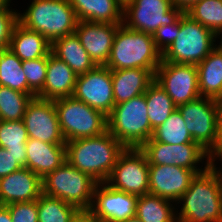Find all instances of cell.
<instances>
[{
    "instance_id": "8fae6325",
    "label": "cell",
    "mask_w": 222,
    "mask_h": 222,
    "mask_svg": "<svg viewBox=\"0 0 222 222\" xmlns=\"http://www.w3.org/2000/svg\"><path fill=\"white\" fill-rule=\"evenodd\" d=\"M183 13L172 7L171 0H133L123 8V24L153 35L161 25L173 24Z\"/></svg>"
},
{
    "instance_id": "7bdbcfd3",
    "label": "cell",
    "mask_w": 222,
    "mask_h": 222,
    "mask_svg": "<svg viewBox=\"0 0 222 222\" xmlns=\"http://www.w3.org/2000/svg\"><path fill=\"white\" fill-rule=\"evenodd\" d=\"M200 0H171L172 7L181 9L186 13L195 3Z\"/></svg>"
},
{
    "instance_id": "b9f144b4",
    "label": "cell",
    "mask_w": 222,
    "mask_h": 222,
    "mask_svg": "<svg viewBox=\"0 0 222 222\" xmlns=\"http://www.w3.org/2000/svg\"><path fill=\"white\" fill-rule=\"evenodd\" d=\"M71 222H100L89 210H80Z\"/></svg>"
},
{
    "instance_id": "83f0119b",
    "label": "cell",
    "mask_w": 222,
    "mask_h": 222,
    "mask_svg": "<svg viewBox=\"0 0 222 222\" xmlns=\"http://www.w3.org/2000/svg\"><path fill=\"white\" fill-rule=\"evenodd\" d=\"M145 98L152 130L162 125L177 108L170 96L155 80L148 86Z\"/></svg>"
},
{
    "instance_id": "7dc6e473",
    "label": "cell",
    "mask_w": 222,
    "mask_h": 222,
    "mask_svg": "<svg viewBox=\"0 0 222 222\" xmlns=\"http://www.w3.org/2000/svg\"><path fill=\"white\" fill-rule=\"evenodd\" d=\"M133 0H117V2L124 8L127 4L131 3Z\"/></svg>"
},
{
    "instance_id": "4fadbf2b",
    "label": "cell",
    "mask_w": 222,
    "mask_h": 222,
    "mask_svg": "<svg viewBox=\"0 0 222 222\" xmlns=\"http://www.w3.org/2000/svg\"><path fill=\"white\" fill-rule=\"evenodd\" d=\"M154 80L177 107L201 96L196 65L161 61L155 71Z\"/></svg>"
},
{
    "instance_id": "1f68e13d",
    "label": "cell",
    "mask_w": 222,
    "mask_h": 222,
    "mask_svg": "<svg viewBox=\"0 0 222 222\" xmlns=\"http://www.w3.org/2000/svg\"><path fill=\"white\" fill-rule=\"evenodd\" d=\"M35 97L0 85V120H23L27 105Z\"/></svg>"
},
{
    "instance_id": "d6986e66",
    "label": "cell",
    "mask_w": 222,
    "mask_h": 222,
    "mask_svg": "<svg viewBox=\"0 0 222 222\" xmlns=\"http://www.w3.org/2000/svg\"><path fill=\"white\" fill-rule=\"evenodd\" d=\"M42 194V179L23 167L0 179V205L38 200Z\"/></svg>"
},
{
    "instance_id": "d6a6232c",
    "label": "cell",
    "mask_w": 222,
    "mask_h": 222,
    "mask_svg": "<svg viewBox=\"0 0 222 222\" xmlns=\"http://www.w3.org/2000/svg\"><path fill=\"white\" fill-rule=\"evenodd\" d=\"M186 14L216 35L222 33V0H200Z\"/></svg>"
},
{
    "instance_id": "ffe728a7",
    "label": "cell",
    "mask_w": 222,
    "mask_h": 222,
    "mask_svg": "<svg viewBox=\"0 0 222 222\" xmlns=\"http://www.w3.org/2000/svg\"><path fill=\"white\" fill-rule=\"evenodd\" d=\"M26 154V168L41 179L66 162L65 144H51L29 138L26 142Z\"/></svg>"
},
{
    "instance_id": "4316f807",
    "label": "cell",
    "mask_w": 222,
    "mask_h": 222,
    "mask_svg": "<svg viewBox=\"0 0 222 222\" xmlns=\"http://www.w3.org/2000/svg\"><path fill=\"white\" fill-rule=\"evenodd\" d=\"M171 200L152 194L138 196L136 202V216L141 222H177V214Z\"/></svg>"
},
{
    "instance_id": "ac0fdd59",
    "label": "cell",
    "mask_w": 222,
    "mask_h": 222,
    "mask_svg": "<svg viewBox=\"0 0 222 222\" xmlns=\"http://www.w3.org/2000/svg\"><path fill=\"white\" fill-rule=\"evenodd\" d=\"M119 25L78 21L75 33L97 66L106 65Z\"/></svg>"
},
{
    "instance_id": "277c9868",
    "label": "cell",
    "mask_w": 222,
    "mask_h": 222,
    "mask_svg": "<svg viewBox=\"0 0 222 222\" xmlns=\"http://www.w3.org/2000/svg\"><path fill=\"white\" fill-rule=\"evenodd\" d=\"M18 22L43 35L50 43L75 33L78 19L69 0H32Z\"/></svg>"
},
{
    "instance_id": "e575fe53",
    "label": "cell",
    "mask_w": 222,
    "mask_h": 222,
    "mask_svg": "<svg viewBox=\"0 0 222 222\" xmlns=\"http://www.w3.org/2000/svg\"><path fill=\"white\" fill-rule=\"evenodd\" d=\"M48 56L22 61V69L28 83V93L34 95L43 89L46 79Z\"/></svg>"
},
{
    "instance_id": "ab89813d",
    "label": "cell",
    "mask_w": 222,
    "mask_h": 222,
    "mask_svg": "<svg viewBox=\"0 0 222 222\" xmlns=\"http://www.w3.org/2000/svg\"><path fill=\"white\" fill-rule=\"evenodd\" d=\"M217 160L221 162V166L219 168L215 165L218 163L215 162ZM209 164L211 167L222 171V109L219 120L218 140L214 149L209 153Z\"/></svg>"
},
{
    "instance_id": "e0dca14e",
    "label": "cell",
    "mask_w": 222,
    "mask_h": 222,
    "mask_svg": "<svg viewBox=\"0 0 222 222\" xmlns=\"http://www.w3.org/2000/svg\"><path fill=\"white\" fill-rule=\"evenodd\" d=\"M196 176L193 170L174 165H149V194L177 202Z\"/></svg>"
},
{
    "instance_id": "60d3db41",
    "label": "cell",
    "mask_w": 222,
    "mask_h": 222,
    "mask_svg": "<svg viewBox=\"0 0 222 222\" xmlns=\"http://www.w3.org/2000/svg\"><path fill=\"white\" fill-rule=\"evenodd\" d=\"M7 153L12 154L16 158V162L23 168L26 167V148H5Z\"/></svg>"
},
{
    "instance_id": "bcb514c9",
    "label": "cell",
    "mask_w": 222,
    "mask_h": 222,
    "mask_svg": "<svg viewBox=\"0 0 222 222\" xmlns=\"http://www.w3.org/2000/svg\"><path fill=\"white\" fill-rule=\"evenodd\" d=\"M121 222H141V220L137 216H133V217H130L127 220L121 221Z\"/></svg>"
},
{
    "instance_id": "ee69618b",
    "label": "cell",
    "mask_w": 222,
    "mask_h": 222,
    "mask_svg": "<svg viewBox=\"0 0 222 222\" xmlns=\"http://www.w3.org/2000/svg\"><path fill=\"white\" fill-rule=\"evenodd\" d=\"M0 222H12L8 208L3 205H0Z\"/></svg>"
},
{
    "instance_id": "9a60e30c",
    "label": "cell",
    "mask_w": 222,
    "mask_h": 222,
    "mask_svg": "<svg viewBox=\"0 0 222 222\" xmlns=\"http://www.w3.org/2000/svg\"><path fill=\"white\" fill-rule=\"evenodd\" d=\"M23 121L29 138L51 144L66 143L53 100L33 97L27 105Z\"/></svg>"
},
{
    "instance_id": "9c48e42d",
    "label": "cell",
    "mask_w": 222,
    "mask_h": 222,
    "mask_svg": "<svg viewBox=\"0 0 222 222\" xmlns=\"http://www.w3.org/2000/svg\"><path fill=\"white\" fill-rule=\"evenodd\" d=\"M193 141L210 153L218 140L222 102L200 96L177 107Z\"/></svg>"
},
{
    "instance_id": "836d02e7",
    "label": "cell",
    "mask_w": 222,
    "mask_h": 222,
    "mask_svg": "<svg viewBox=\"0 0 222 222\" xmlns=\"http://www.w3.org/2000/svg\"><path fill=\"white\" fill-rule=\"evenodd\" d=\"M28 139V133L23 120H0L1 148H26Z\"/></svg>"
},
{
    "instance_id": "484cf974",
    "label": "cell",
    "mask_w": 222,
    "mask_h": 222,
    "mask_svg": "<svg viewBox=\"0 0 222 222\" xmlns=\"http://www.w3.org/2000/svg\"><path fill=\"white\" fill-rule=\"evenodd\" d=\"M196 66L200 95L222 102V52L215 47Z\"/></svg>"
},
{
    "instance_id": "d590c367",
    "label": "cell",
    "mask_w": 222,
    "mask_h": 222,
    "mask_svg": "<svg viewBox=\"0 0 222 222\" xmlns=\"http://www.w3.org/2000/svg\"><path fill=\"white\" fill-rule=\"evenodd\" d=\"M18 13L10 6L0 10V50L9 48L14 27L18 23Z\"/></svg>"
},
{
    "instance_id": "3957f363",
    "label": "cell",
    "mask_w": 222,
    "mask_h": 222,
    "mask_svg": "<svg viewBox=\"0 0 222 222\" xmlns=\"http://www.w3.org/2000/svg\"><path fill=\"white\" fill-rule=\"evenodd\" d=\"M161 61L162 53L156 48L151 34L135 31L121 24L105 66L110 70L142 68L154 75Z\"/></svg>"
},
{
    "instance_id": "7a4b0ae2",
    "label": "cell",
    "mask_w": 222,
    "mask_h": 222,
    "mask_svg": "<svg viewBox=\"0 0 222 222\" xmlns=\"http://www.w3.org/2000/svg\"><path fill=\"white\" fill-rule=\"evenodd\" d=\"M176 204L177 222H222L221 171L209 166L196 174Z\"/></svg>"
},
{
    "instance_id": "f1b7e54d",
    "label": "cell",
    "mask_w": 222,
    "mask_h": 222,
    "mask_svg": "<svg viewBox=\"0 0 222 222\" xmlns=\"http://www.w3.org/2000/svg\"><path fill=\"white\" fill-rule=\"evenodd\" d=\"M151 138L154 141L171 145L196 143L187 130L185 120L178 108L171 113L162 125L153 130Z\"/></svg>"
},
{
    "instance_id": "8992f818",
    "label": "cell",
    "mask_w": 222,
    "mask_h": 222,
    "mask_svg": "<svg viewBox=\"0 0 222 222\" xmlns=\"http://www.w3.org/2000/svg\"><path fill=\"white\" fill-rule=\"evenodd\" d=\"M217 35L183 13L179 34L162 53L163 62L197 65L217 47Z\"/></svg>"
},
{
    "instance_id": "52a82bcc",
    "label": "cell",
    "mask_w": 222,
    "mask_h": 222,
    "mask_svg": "<svg viewBox=\"0 0 222 222\" xmlns=\"http://www.w3.org/2000/svg\"><path fill=\"white\" fill-rule=\"evenodd\" d=\"M98 182L67 161L42 179V193L59 198L79 210H89Z\"/></svg>"
},
{
    "instance_id": "f6af8a7d",
    "label": "cell",
    "mask_w": 222,
    "mask_h": 222,
    "mask_svg": "<svg viewBox=\"0 0 222 222\" xmlns=\"http://www.w3.org/2000/svg\"><path fill=\"white\" fill-rule=\"evenodd\" d=\"M12 0H0V10L6 9L10 6Z\"/></svg>"
},
{
    "instance_id": "5bb4252c",
    "label": "cell",
    "mask_w": 222,
    "mask_h": 222,
    "mask_svg": "<svg viewBox=\"0 0 222 222\" xmlns=\"http://www.w3.org/2000/svg\"><path fill=\"white\" fill-rule=\"evenodd\" d=\"M72 96L108 117L115 106L111 70L101 65L79 75Z\"/></svg>"
},
{
    "instance_id": "f35d334b",
    "label": "cell",
    "mask_w": 222,
    "mask_h": 222,
    "mask_svg": "<svg viewBox=\"0 0 222 222\" xmlns=\"http://www.w3.org/2000/svg\"><path fill=\"white\" fill-rule=\"evenodd\" d=\"M21 168L12 154L7 153L5 148L0 147V178L8 176Z\"/></svg>"
},
{
    "instance_id": "30bf717a",
    "label": "cell",
    "mask_w": 222,
    "mask_h": 222,
    "mask_svg": "<svg viewBox=\"0 0 222 222\" xmlns=\"http://www.w3.org/2000/svg\"><path fill=\"white\" fill-rule=\"evenodd\" d=\"M139 149L146 156L149 165L180 166L193 170L196 174L204 172L210 166L209 153L197 143L171 145L150 138ZM204 160L206 165L202 168L199 165Z\"/></svg>"
},
{
    "instance_id": "74e56055",
    "label": "cell",
    "mask_w": 222,
    "mask_h": 222,
    "mask_svg": "<svg viewBox=\"0 0 222 222\" xmlns=\"http://www.w3.org/2000/svg\"><path fill=\"white\" fill-rule=\"evenodd\" d=\"M181 17L173 24L161 25L152 35L156 48L163 53L179 34Z\"/></svg>"
},
{
    "instance_id": "cb8c5ba5",
    "label": "cell",
    "mask_w": 222,
    "mask_h": 222,
    "mask_svg": "<svg viewBox=\"0 0 222 222\" xmlns=\"http://www.w3.org/2000/svg\"><path fill=\"white\" fill-rule=\"evenodd\" d=\"M51 53L64 61L77 76L97 66L81 45L76 33L55 39L51 43Z\"/></svg>"
},
{
    "instance_id": "8d00e7d4",
    "label": "cell",
    "mask_w": 222,
    "mask_h": 222,
    "mask_svg": "<svg viewBox=\"0 0 222 222\" xmlns=\"http://www.w3.org/2000/svg\"><path fill=\"white\" fill-rule=\"evenodd\" d=\"M12 222H38L37 200L6 205Z\"/></svg>"
},
{
    "instance_id": "7c38bea8",
    "label": "cell",
    "mask_w": 222,
    "mask_h": 222,
    "mask_svg": "<svg viewBox=\"0 0 222 222\" xmlns=\"http://www.w3.org/2000/svg\"><path fill=\"white\" fill-rule=\"evenodd\" d=\"M106 183L129 194H148L149 164L144 153L139 148H125Z\"/></svg>"
},
{
    "instance_id": "c3c4849f",
    "label": "cell",
    "mask_w": 222,
    "mask_h": 222,
    "mask_svg": "<svg viewBox=\"0 0 222 222\" xmlns=\"http://www.w3.org/2000/svg\"><path fill=\"white\" fill-rule=\"evenodd\" d=\"M219 37H220V38H219ZM217 38L221 39L220 42H218L219 45H218V43H217V48L222 52V33L217 34Z\"/></svg>"
},
{
    "instance_id": "7402d4cb",
    "label": "cell",
    "mask_w": 222,
    "mask_h": 222,
    "mask_svg": "<svg viewBox=\"0 0 222 222\" xmlns=\"http://www.w3.org/2000/svg\"><path fill=\"white\" fill-rule=\"evenodd\" d=\"M111 78L115 105L144 94L154 81V75L142 68L111 70Z\"/></svg>"
},
{
    "instance_id": "6da1fadb",
    "label": "cell",
    "mask_w": 222,
    "mask_h": 222,
    "mask_svg": "<svg viewBox=\"0 0 222 222\" xmlns=\"http://www.w3.org/2000/svg\"><path fill=\"white\" fill-rule=\"evenodd\" d=\"M65 147L66 161L98 183L108 180L125 150L108 130L98 136L67 141Z\"/></svg>"
},
{
    "instance_id": "603a6c76",
    "label": "cell",
    "mask_w": 222,
    "mask_h": 222,
    "mask_svg": "<svg viewBox=\"0 0 222 222\" xmlns=\"http://www.w3.org/2000/svg\"><path fill=\"white\" fill-rule=\"evenodd\" d=\"M78 21L123 24V7L117 0H69Z\"/></svg>"
},
{
    "instance_id": "44dd1931",
    "label": "cell",
    "mask_w": 222,
    "mask_h": 222,
    "mask_svg": "<svg viewBox=\"0 0 222 222\" xmlns=\"http://www.w3.org/2000/svg\"><path fill=\"white\" fill-rule=\"evenodd\" d=\"M77 77L64 61L50 53L44 86L37 97L48 100L71 97L74 93Z\"/></svg>"
},
{
    "instance_id": "4dcf8cb0",
    "label": "cell",
    "mask_w": 222,
    "mask_h": 222,
    "mask_svg": "<svg viewBox=\"0 0 222 222\" xmlns=\"http://www.w3.org/2000/svg\"><path fill=\"white\" fill-rule=\"evenodd\" d=\"M38 222H71L80 211L59 198L41 194L37 200Z\"/></svg>"
},
{
    "instance_id": "f546056e",
    "label": "cell",
    "mask_w": 222,
    "mask_h": 222,
    "mask_svg": "<svg viewBox=\"0 0 222 222\" xmlns=\"http://www.w3.org/2000/svg\"><path fill=\"white\" fill-rule=\"evenodd\" d=\"M0 85L28 93L22 61L9 49L0 50Z\"/></svg>"
},
{
    "instance_id": "2e32d148",
    "label": "cell",
    "mask_w": 222,
    "mask_h": 222,
    "mask_svg": "<svg viewBox=\"0 0 222 222\" xmlns=\"http://www.w3.org/2000/svg\"><path fill=\"white\" fill-rule=\"evenodd\" d=\"M137 195L98 183L89 211L100 222H121L136 216Z\"/></svg>"
},
{
    "instance_id": "d4e9b609",
    "label": "cell",
    "mask_w": 222,
    "mask_h": 222,
    "mask_svg": "<svg viewBox=\"0 0 222 222\" xmlns=\"http://www.w3.org/2000/svg\"><path fill=\"white\" fill-rule=\"evenodd\" d=\"M8 49L21 61H25L48 56L51 53V43L40 33L27 29L18 22Z\"/></svg>"
},
{
    "instance_id": "ba28073f",
    "label": "cell",
    "mask_w": 222,
    "mask_h": 222,
    "mask_svg": "<svg viewBox=\"0 0 222 222\" xmlns=\"http://www.w3.org/2000/svg\"><path fill=\"white\" fill-rule=\"evenodd\" d=\"M62 134L67 141L98 136L108 130L107 116L71 97L53 100Z\"/></svg>"
},
{
    "instance_id": "5b68a950",
    "label": "cell",
    "mask_w": 222,
    "mask_h": 222,
    "mask_svg": "<svg viewBox=\"0 0 222 222\" xmlns=\"http://www.w3.org/2000/svg\"><path fill=\"white\" fill-rule=\"evenodd\" d=\"M145 93L119 103L107 117L108 131L125 148H140L153 134Z\"/></svg>"
}]
</instances>
